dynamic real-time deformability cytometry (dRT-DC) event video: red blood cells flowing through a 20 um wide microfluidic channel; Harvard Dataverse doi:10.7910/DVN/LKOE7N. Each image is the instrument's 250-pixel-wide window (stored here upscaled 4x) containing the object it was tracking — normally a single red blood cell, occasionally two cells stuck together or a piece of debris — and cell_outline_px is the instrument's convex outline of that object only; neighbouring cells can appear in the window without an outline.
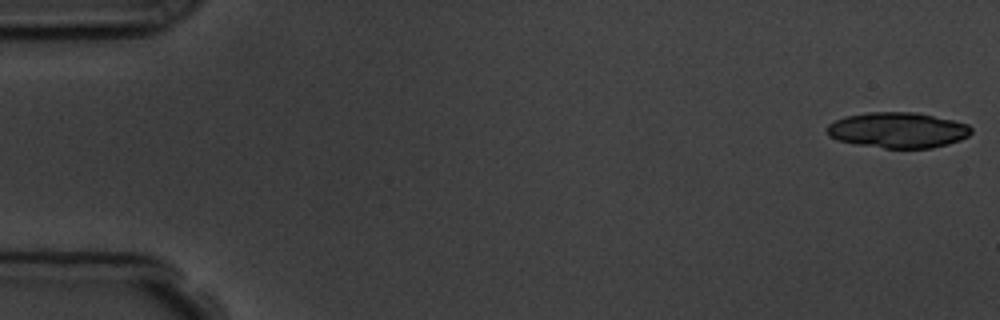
{"species": "common noctule bat (a hibernating species)", "species_latin": "Nyctalus noctula", "temperature_condition": "room temperature", "stored_images_in_passage": 6, "camera_frame_rate_fps": 3000, "um_per_image_px": 0.085, "animal": {"sex": "male", "body_mass_g": 19.5, "forearm_length_mm": 54.6}, "frame": {"image": 1, "passage_image": 1, "time_ms": 0.0, "image_size_px": [1000, 320], "cell_outline_px": [[972, 132], [968, 136], [960, 140], [948, 144], [932, 148], [884, 148], [860, 144], [840, 140], [828, 136], [824, 128], [828, 124], [844, 116], [868, 112], [916, 112], [952, 120], [968, 124], [972, 128]], "centroid_in_image_um": [76.31, 11.05], "position_along_channel_um": 8.7, "area_um2": 29.94}}
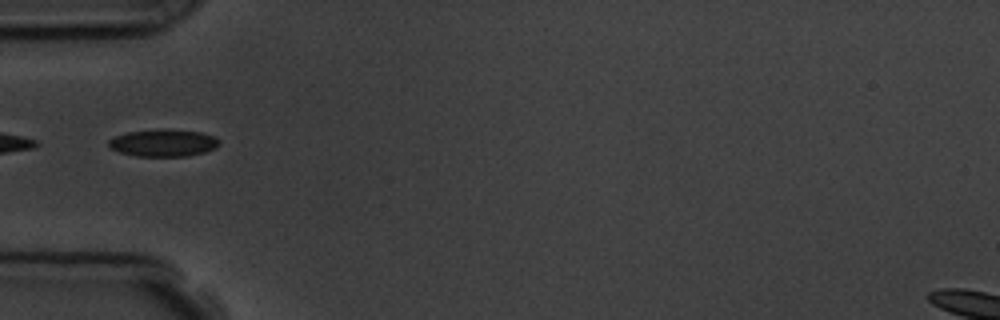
{"frame": {"image": 2, "passage_image": 6, "time_ms": 5.667, "image_size_px": [1000, 320], "cell_outline_px": [[220, 144], [216, 148], [204, 152], [188, 156], [136, 156], [120, 152], [108, 148], [108, 140], [116, 136], [128, 132], [164, 128], [200, 132], [212, 136], [220, 140]], "centroid_in_image_um": [13.88, 12.14], "position_along_channel_um": 71.1, "area_um2": 17.63}}